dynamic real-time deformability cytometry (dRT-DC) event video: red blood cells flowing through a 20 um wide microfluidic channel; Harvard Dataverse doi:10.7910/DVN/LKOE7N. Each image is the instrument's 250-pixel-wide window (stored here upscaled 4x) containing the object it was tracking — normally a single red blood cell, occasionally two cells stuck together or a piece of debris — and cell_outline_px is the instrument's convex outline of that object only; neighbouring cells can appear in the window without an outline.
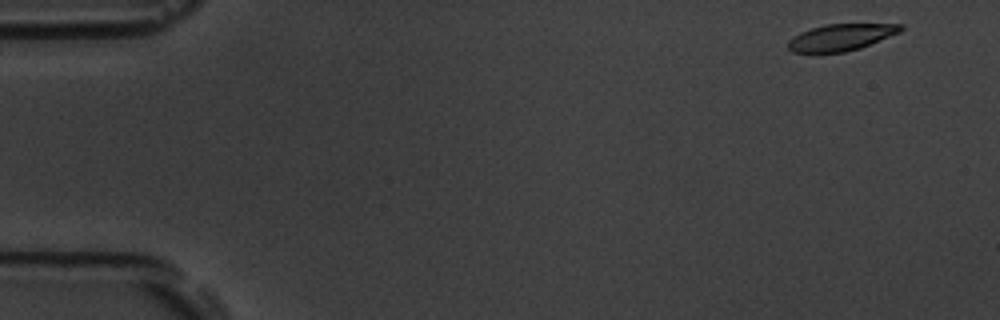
{"species": "common noctule bat (a hibernating species)", "species_latin": "Nyctalus noctula", "temperature_condition": "room temperature", "stored_images_in_passage": 11, "camera_frame_rate_fps": 3000, "um_per_image_px": 0.085, "animal": {"sex": "male", "body_mass_g": 19.5, "forearm_length_mm": 54.6}, "frame": {"image": 1, "passage_image": 2, "time_ms": 0.333, "image_size_px": [1000, 320], "cell_outline_px": [[904, 28], [900, 32], [860, 48], [844, 52], [792, 52], [788, 48], [788, 40], [800, 32], [824, 24], [904, 24]], "centroid_in_image_um": [71.49, 3.16], "position_along_channel_um": 13.5, "area_um2": 17.34}}